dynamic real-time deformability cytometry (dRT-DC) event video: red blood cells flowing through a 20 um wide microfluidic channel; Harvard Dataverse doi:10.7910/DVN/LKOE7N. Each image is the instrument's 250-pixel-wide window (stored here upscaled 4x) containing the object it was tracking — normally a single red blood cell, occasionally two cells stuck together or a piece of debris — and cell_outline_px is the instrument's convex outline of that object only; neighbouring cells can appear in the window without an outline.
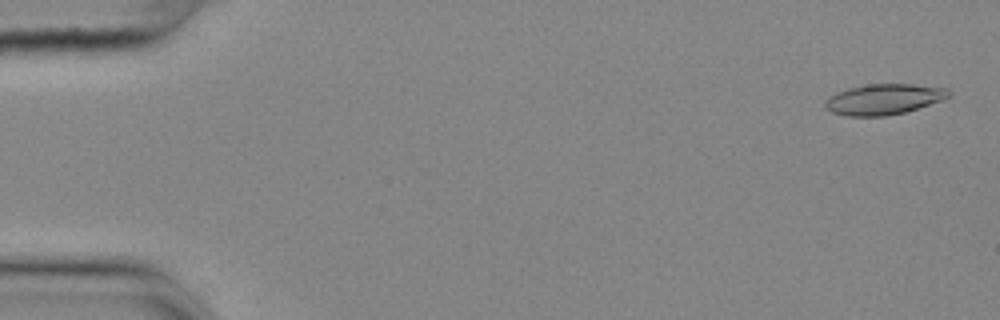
{"species": "common noctule bat (a hibernating species)", "species_latin": "Nyctalus noctula", "temperature_condition": "cold", "stored_images_in_passage": 55, "camera_frame_rate_fps": 3000, "um_per_image_px": 0.085, "animal": {"sex": "female", "body_mass_g": 25.1}, "frame": {"image": 1, "passage_image": 2, "time_ms": 0.333, "image_size_px": [1000, 320], "cell_outline_px": [[952, 96], [944, 100], [904, 112], [884, 116], [848, 116], [832, 112], [824, 104], [824, 100], [836, 92], [848, 88], [868, 84], [912, 84], [948, 88], [952, 92]], "centroid_in_image_um": [75.17, 8.43], "position_along_channel_um": 9.8, "area_um2": 22.14}}
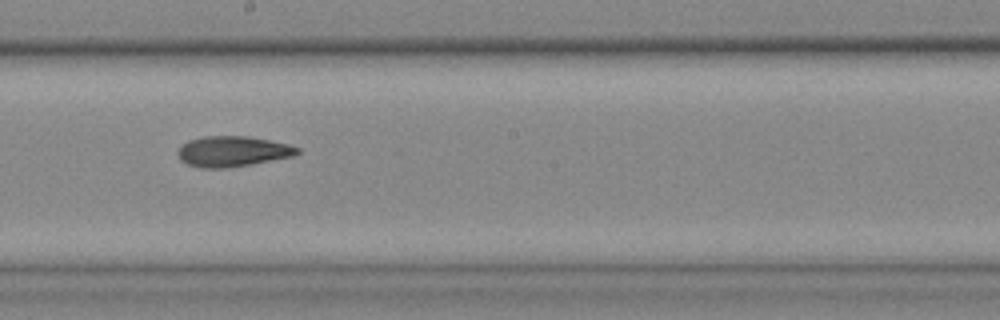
{"frame": {"image": 2, "passage_image": 31, "time_ms": 10.0, "image_size_px": [1000, 320], "cell_outline_px": [[300, 152], [296, 156], [252, 164], [228, 168], [200, 168], [188, 164], [180, 160], [176, 152], [188, 140], [204, 136], [248, 136], [288, 144], [300, 148]], "centroid_in_image_um": [19.79, 12.87], "position_along_channel_um": 228.4, "area_um2": 21.39}}
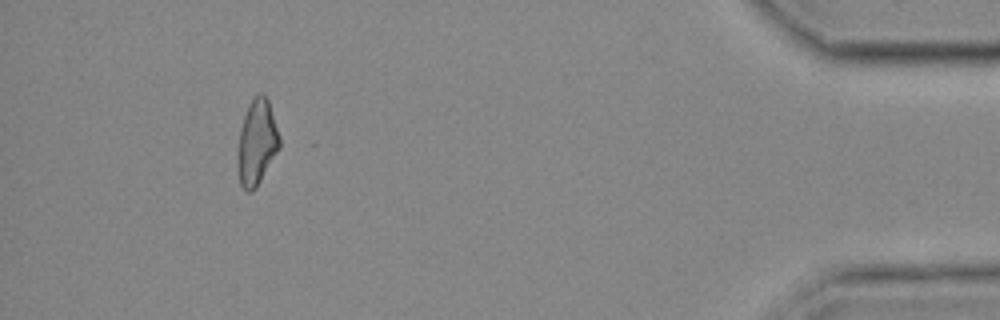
{"frame": {"image": 3, "passage_image": 51, "time_ms": 16.667, "image_size_px": [1000, 320], "cell_outline_px": [[280, 148], [256, 188], [252, 192], [248, 192], [240, 184], [240, 132], [244, 116], [252, 100], [260, 92], [268, 100], [280, 136]], "centroid_in_image_um": [21.89, 12.11], "position_along_channel_um": 413.3, "area_um2": 19.88}, "authors_computed_cell_mechanics": {"area_um2": 21.097, "velocity_mm_per_s": 3.6837, "shape_relaxation_time_tau1_ms": 10.5419, "shape_relaxation_time_tau2_ms": 7.5842, "deformation_change_tau1": 0.2158, "deformation_change_tau2": 0.1616}}